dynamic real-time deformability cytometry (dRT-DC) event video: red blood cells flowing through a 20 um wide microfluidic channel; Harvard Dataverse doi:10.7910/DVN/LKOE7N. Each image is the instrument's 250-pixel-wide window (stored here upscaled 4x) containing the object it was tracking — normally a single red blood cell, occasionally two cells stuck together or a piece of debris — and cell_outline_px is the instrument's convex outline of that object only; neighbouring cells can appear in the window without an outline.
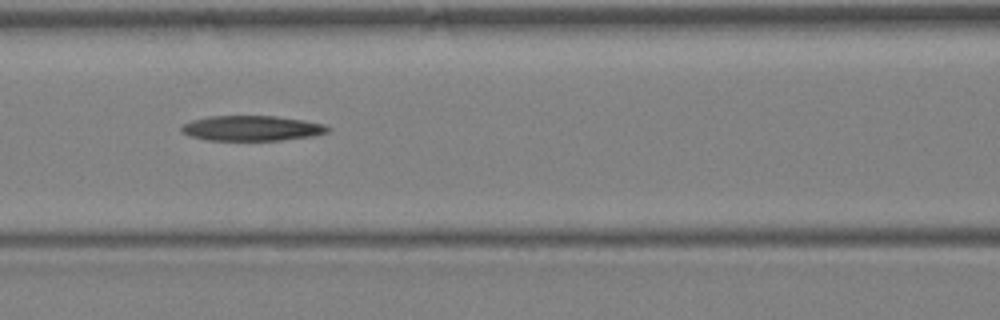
{"species": "Egyptian fruit bat (a non-hibernating species)", "species_latin": "Rousettus aegyptiacus", "temperature_condition": "warm", "stored_images_in_passage": 4, "camera_frame_rate_fps": 3000, "um_per_image_px": 0.085, "animal": {"sex": "female"}, "frame": {"image": 1, "passage_image": 4, "time_ms": 4.333, "image_size_px": [1000, 320], "cell_outline_px": [[332, 128], [328, 132], [312, 136], [280, 140], [208, 140], [192, 136], [184, 132], [180, 128], [184, 124], [192, 120], [208, 116], [276, 116], [304, 120], [324, 124]], "centroid_in_image_um": [21.45, 10.89], "position_along_channel_um": 145.2, "area_um2": 21.33}}